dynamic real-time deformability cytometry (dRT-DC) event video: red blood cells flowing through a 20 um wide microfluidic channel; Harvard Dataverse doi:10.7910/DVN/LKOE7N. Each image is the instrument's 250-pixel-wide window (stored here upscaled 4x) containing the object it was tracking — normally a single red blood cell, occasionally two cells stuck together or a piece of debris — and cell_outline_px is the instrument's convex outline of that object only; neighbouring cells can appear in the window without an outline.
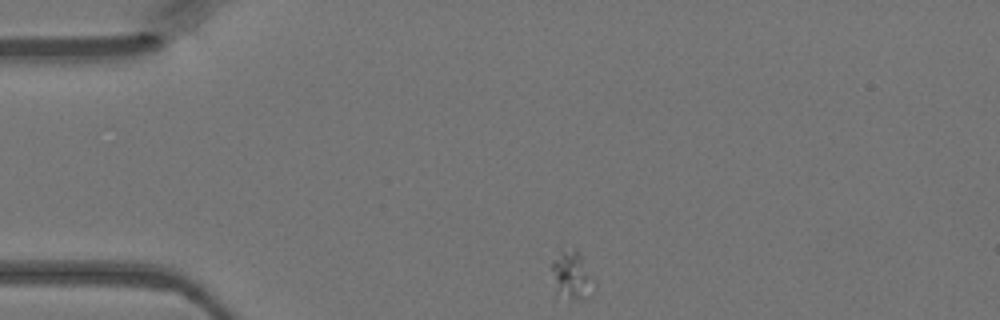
{"species": "Egyptian fruit bat (a non-hibernating species)", "species_latin": "Rousettus aegyptiacus", "temperature_condition": "warm", "stored_images_in_passage": 39, "camera_frame_rate_fps": 3000, "um_per_image_px": 0.085, "animal": {"sex": "female"}, "frame": {"image": 1, "passage_image": 1, "time_ms": 0.0, "image_size_px": [1000, 320], "cell_outline_px": [[596, 292], [584, 300], [556, 296], [552, 268], [552, 260], [560, 248], [580, 252]], "centroid_in_image_um": [48.57, 23.43], "position_along_channel_um": 36.4, "area_um2": 11.85}}
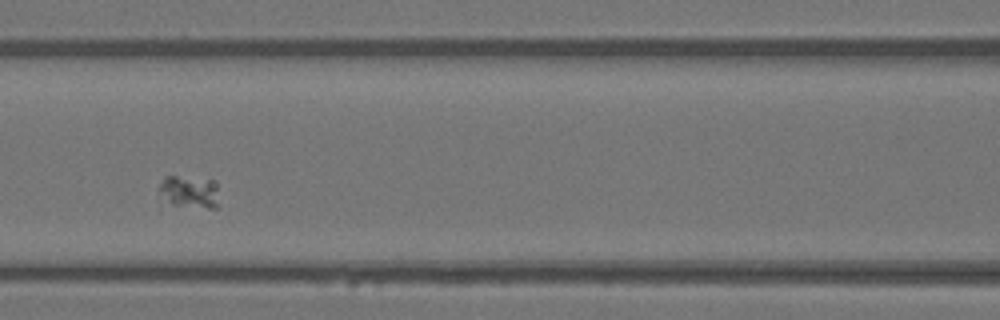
{"frame": {"image": 2, "passage_image": 12, "time_ms": 3.667, "image_size_px": [1000, 320], "cell_outline_px": [[220, 208], [208, 208], [172, 204], [160, 188], [160, 184], [164, 176], [176, 176], [216, 180]], "centroid_in_image_um": [16.23, 16.29], "position_along_channel_um": 150.4, "area_um2": 11.1}}
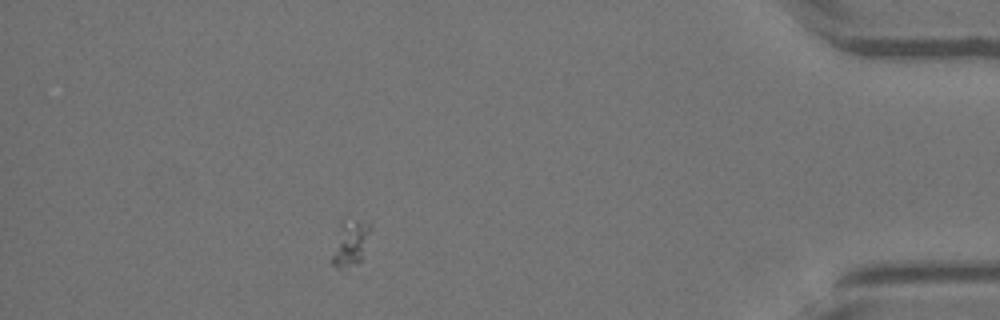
{"frame": {"image": 3, "passage_image": 34, "time_ms": 11.0, "image_size_px": [1000, 320], "cell_outline_px": [[372, 224], [360, 260], [356, 264], [336, 268], [332, 264], [332, 256], [340, 220], [344, 216], [348, 216], [372, 220]], "centroid_in_image_um": [29.79, 20.48], "position_along_channel_um": 405.4, "area_um2": 10.58}}